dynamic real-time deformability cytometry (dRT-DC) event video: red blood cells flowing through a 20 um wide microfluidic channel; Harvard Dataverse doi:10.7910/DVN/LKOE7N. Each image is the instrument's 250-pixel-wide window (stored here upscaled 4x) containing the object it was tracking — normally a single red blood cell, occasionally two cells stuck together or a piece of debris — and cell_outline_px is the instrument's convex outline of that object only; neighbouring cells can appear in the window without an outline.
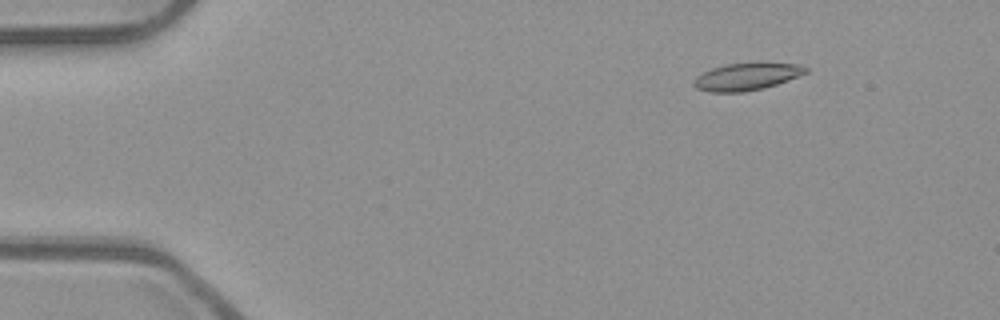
{"species": "common noctule bat (a hibernating species)", "species_latin": "Nyctalus noctula", "temperature_condition": "room temperature", "stored_images_in_passage": 52, "camera_frame_rate_fps": 3000, "um_per_image_px": 0.085, "animal": {"sex": "male", "body_mass_g": 23.1, "forearm_length_mm": 52.7}, "frame": {"image": 1, "passage_image": 7, "time_ms": 2.0, "image_size_px": [1000, 320], "cell_outline_px": [[808, 72], [776, 84], [764, 88], [744, 92], [708, 92], [696, 88], [692, 84], [696, 76], [712, 68], [728, 64], [756, 60], [800, 64], [808, 68]], "centroid_in_image_um": [63.5, 6.47], "position_along_channel_um": 21.5, "area_um2": 18.38}}
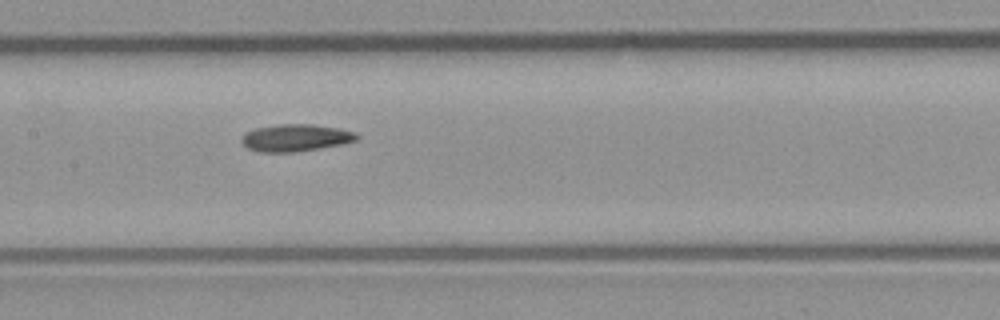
{"frame": {"image": 2, "passage_image": 26, "time_ms": 8.333, "image_size_px": [1000, 320], "cell_outline_px": [[360, 136], [356, 140], [344, 144], [296, 152], [260, 152], [248, 148], [240, 140], [248, 132], [256, 128], [280, 124], [312, 124], [340, 128], [356, 132]], "centroid_in_image_um": [25.19, 11.71], "position_along_channel_um": 182.2, "area_um2": 18.21}}
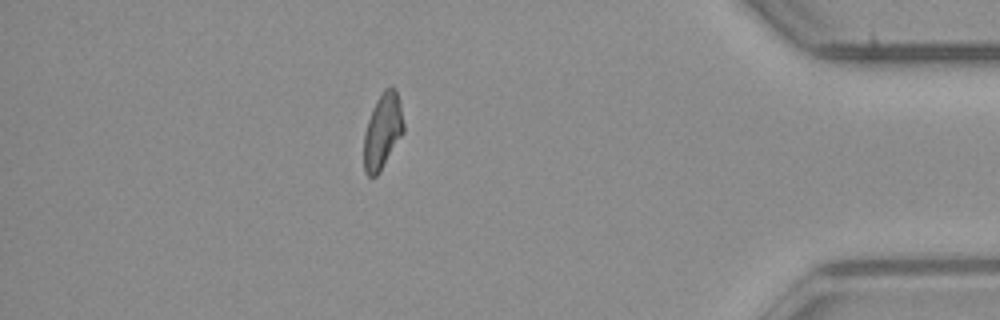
{"frame": {"image": 3, "passage_image": 46, "time_ms": 15.0, "image_size_px": [1000, 320], "cell_outline_px": [[404, 132], [380, 172], [376, 176], [368, 176], [364, 172], [364, 132], [372, 108], [376, 100], [384, 88], [392, 84], [396, 88], [400, 100], [404, 124]], "centroid_in_image_um": [32.53, 11.1], "position_along_channel_um": 402.7, "area_um2": 17.8}}